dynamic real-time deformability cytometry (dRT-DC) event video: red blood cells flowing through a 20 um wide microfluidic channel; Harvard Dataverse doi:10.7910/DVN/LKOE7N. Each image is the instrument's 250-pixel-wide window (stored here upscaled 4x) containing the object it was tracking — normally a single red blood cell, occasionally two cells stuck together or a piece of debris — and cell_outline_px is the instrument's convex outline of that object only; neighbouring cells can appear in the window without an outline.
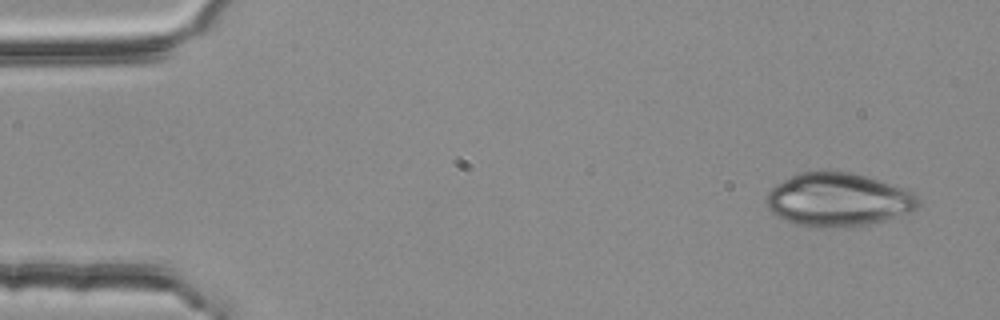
{"species": "common noctule bat (a hibernating species)", "species_latin": "Nyctalus noctula", "temperature_condition": "room temperature", "stored_images_in_passage": 3, "camera_frame_rate_fps": 3000, "um_per_image_px": 0.085, "animal": {"sex": "female", "body_mass_g": 25.1}, "frame": {"image": 1, "passage_image": 1, "time_ms": 0.0, "image_size_px": [1000, 320], "cell_outline_px": [[920, 204], [912, 212], [884, 220], [868, 224], [796, 224], [776, 216], [764, 204], [764, 196], [776, 184], [800, 172], [848, 172], [864, 176], [904, 188], [920, 196]], "centroid_in_image_um": [71.25, 16.94], "position_along_channel_um": 13.8, "area_um2": 46.01}}